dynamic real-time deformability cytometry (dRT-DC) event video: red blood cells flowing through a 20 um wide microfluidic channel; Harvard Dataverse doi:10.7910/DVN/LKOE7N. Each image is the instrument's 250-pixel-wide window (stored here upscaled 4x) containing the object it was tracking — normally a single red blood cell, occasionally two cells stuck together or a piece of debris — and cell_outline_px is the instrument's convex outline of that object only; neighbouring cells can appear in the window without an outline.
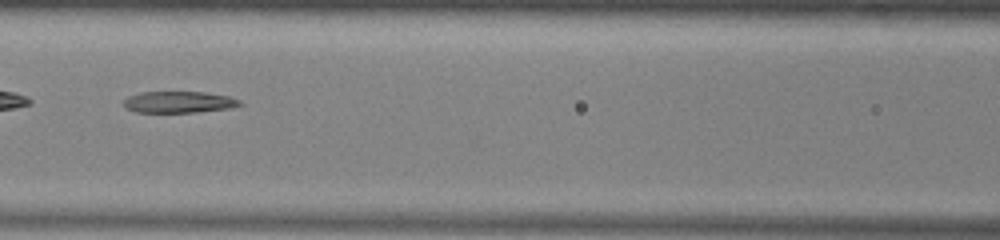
{"species": "common noctule bat (a hibernating species)", "species_latin": "Nyctalus noctula", "temperature_condition": "warm", "stored_images_in_passage": 50, "camera_frame_rate_fps": 3000, "um_per_image_px": 0.085, "animal": {"sex": "male", "body_mass_g": 13.0, "forearm_length_mm": 53.1}, "frame": {"image": 1, "passage_image": 22, "time_ms": 7.0, "image_size_px": [1000, 240], "cell_outline_px": [[244, 104], [232, 108], [196, 112], [136, 112], [128, 108], [124, 104], [124, 100], [128, 96], [140, 92], [204, 92], [228, 96], [240, 100]], "centroid_in_image_um": [15.24, 8.67], "position_along_channel_um": 151.4, "area_um2": 14.51}, "authors_computed_cell_mechanics": {"area_um2": 19.1896, "velocity_mm_per_s": 3.9495, "shape_relaxation_time_tau1_ms": null, "shape_relaxation_time_tau2_ms": 4.5036, "deformation_change_tau1": null, "deformation_change_tau2": 0.1563}}